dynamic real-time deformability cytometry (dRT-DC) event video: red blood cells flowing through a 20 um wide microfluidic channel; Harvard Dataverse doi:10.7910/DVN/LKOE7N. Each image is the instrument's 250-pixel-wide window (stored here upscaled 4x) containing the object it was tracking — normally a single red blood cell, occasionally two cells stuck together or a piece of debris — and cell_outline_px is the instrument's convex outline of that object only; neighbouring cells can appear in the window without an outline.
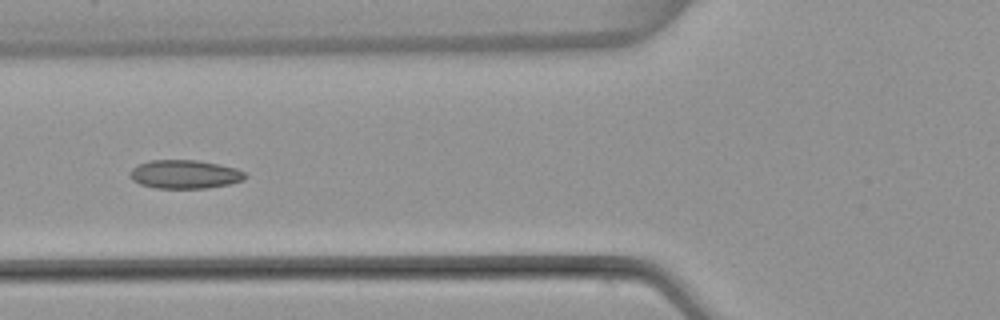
{"species": "common noctule bat (a hibernating species)", "species_latin": "Nyctalus noctula", "temperature_condition": "warm", "stored_images_in_passage": 8, "camera_frame_rate_fps": 3000, "um_per_image_px": 0.085, "animal": {"sex": "female", "body_mass_g": 22.7, "forearm_length_mm": 54.2}, "frame": {"image": 1, "passage_image": 5, "time_ms": 5.0, "image_size_px": [1000, 320], "cell_outline_px": [[248, 176], [244, 180], [228, 184], [208, 188], [156, 188], [140, 184], [132, 180], [128, 176], [132, 168], [136, 164], [148, 160], [196, 160], [236, 168], [244, 172]], "centroid_in_image_um": [15.67, 14.81], "position_along_channel_um": 110.1, "area_um2": 19.31}}
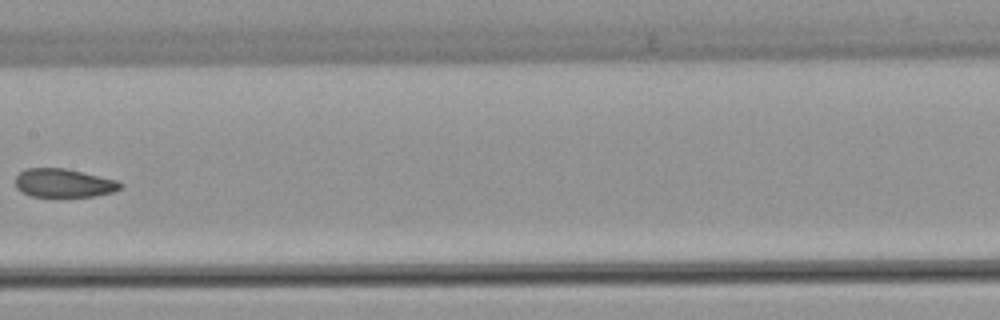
{"frame": {"image": 2, "passage_image": 7, "time_ms": 7.333, "image_size_px": [1000, 320], "cell_outline_px": [[124, 184], [116, 192], [96, 196], [32, 196], [16, 188], [16, 176], [20, 172], [28, 168], [64, 168], [120, 180]], "centroid_in_image_um": [5.49, 15.55], "position_along_channel_um": 201.9, "area_um2": 17.51}}
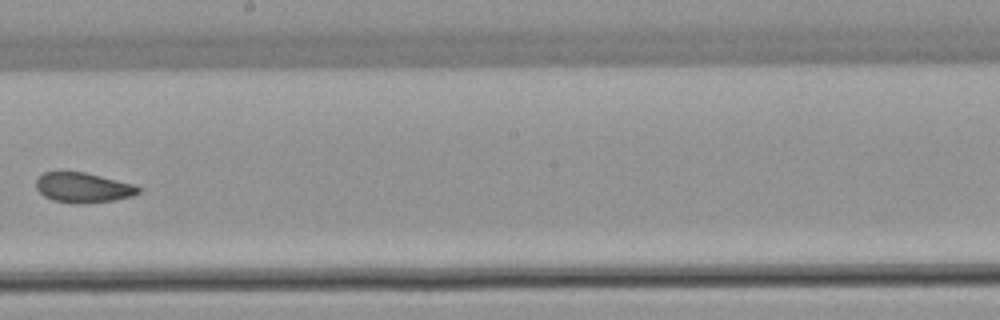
{"frame": {"image": 3, "passage_image": 8, "time_ms": 8.333, "image_size_px": [1000, 320], "cell_outline_px": [[140, 192], [132, 196], [112, 200], [80, 204], [76, 204], [52, 200], [44, 196], [36, 188], [36, 180], [44, 172], [84, 172], [136, 184], [140, 188]], "centroid_in_image_um": [7.07, 15.95], "position_along_channel_um": 241.1, "area_um2": 17.86}}